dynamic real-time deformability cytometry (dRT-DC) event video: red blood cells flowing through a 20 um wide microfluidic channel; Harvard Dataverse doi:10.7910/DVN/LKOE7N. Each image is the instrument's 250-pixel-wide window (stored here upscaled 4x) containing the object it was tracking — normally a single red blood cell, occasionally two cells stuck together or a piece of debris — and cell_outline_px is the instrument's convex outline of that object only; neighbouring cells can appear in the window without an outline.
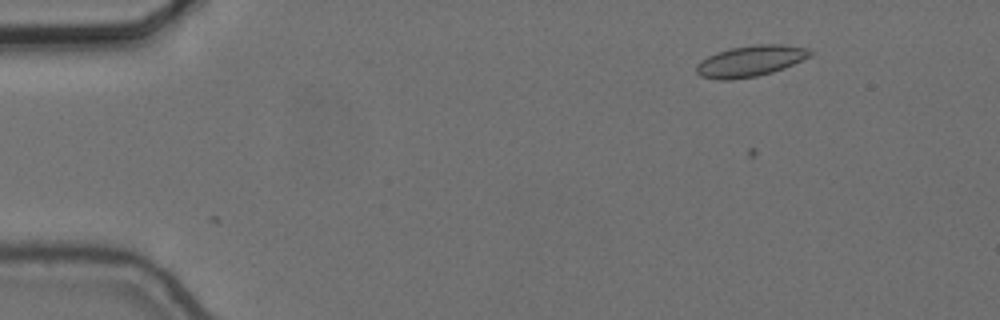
{"species": "common noctule bat (a hibernating species)", "species_latin": "Nyctalus noctula", "temperature_condition": "cold", "stored_images_in_passage": 4, "camera_frame_rate_fps": 3000, "um_per_image_px": 0.085, "animal": {"sex": "female", "body_mass_g": 24.6, "forearm_length_mm": 56.2}, "frame": {"image": 1, "passage_image": 3, "time_ms": 0.667, "image_size_px": [1000, 320], "cell_outline_px": [[816, 52], [812, 56], [784, 68], [772, 72], [756, 76], [732, 80], [720, 80], [700, 76], [696, 72], [696, 64], [700, 60], [716, 52], [732, 48], [756, 44], [780, 44], [808, 48]], "centroid_in_image_um": [63.8, 5.18], "position_along_channel_um": 21.2, "area_um2": 20.75}}